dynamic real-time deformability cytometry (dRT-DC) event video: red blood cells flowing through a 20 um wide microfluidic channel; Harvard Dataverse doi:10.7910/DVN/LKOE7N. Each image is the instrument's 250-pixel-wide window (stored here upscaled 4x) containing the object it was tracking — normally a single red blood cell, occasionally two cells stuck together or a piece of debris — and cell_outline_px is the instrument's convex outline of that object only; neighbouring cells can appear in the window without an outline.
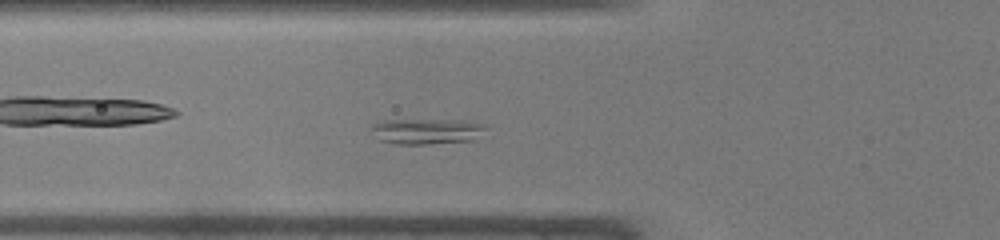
{"species": "common noctule bat (a hibernating species)", "species_latin": "Nyctalus noctula", "temperature_condition": "warm", "stored_images_in_passage": 39, "camera_frame_rate_fps": 3000, "um_per_image_px": 0.085, "animal": {"sex": "male", "body_mass_g": 19.0, "forearm_length_mm": 50.8}, "frame": {"image": 1, "passage_image": 8, "time_ms": 2.333, "image_size_px": [1000, 240], "cell_outline_px": [[488, 128], [476, 140], [428, 144], [396, 144], [376, 140], [368, 128], [372, 124], [384, 120], [468, 120], [484, 124]], "centroid_in_image_um": [36.25, 11.16], "position_along_channel_um": 89.5, "area_um2": 17.63}}
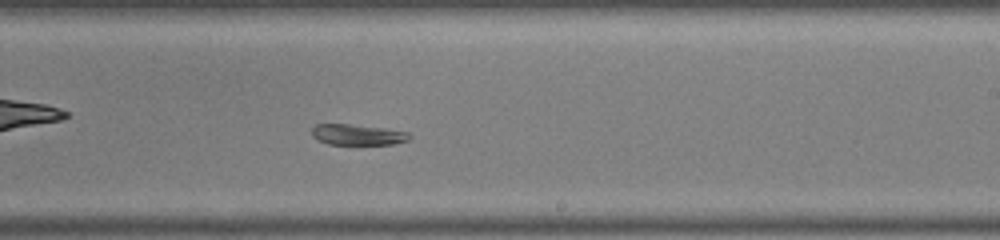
{"frame": {"image": 2, "passage_image": 20, "time_ms": 6.333, "image_size_px": [1000, 240], "cell_outline_px": [[412, 136], [408, 140], [392, 144], [328, 144], [316, 140], [312, 136], [312, 128], [316, 124], [348, 124], [384, 128], [408, 132]], "centroid_in_image_um": [30.37, 11.45], "position_along_channel_um": 258.6, "area_um2": 11.79}}
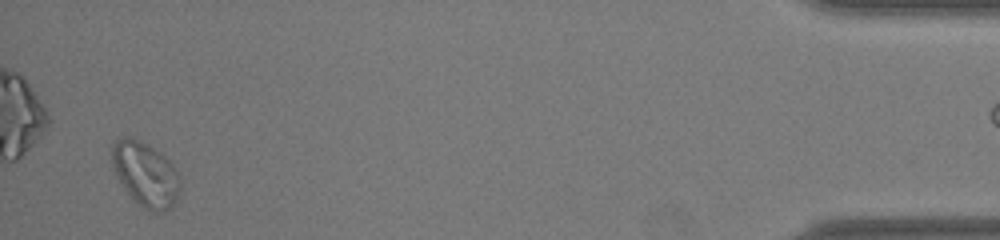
{"frame": {"image": 3, "passage_image": 37, "time_ms": 12.0, "image_size_px": [1000, 240], "cell_outline_px": [[180, 192], [176, 200], [168, 208], [160, 212], [156, 212], [144, 208], [128, 192], [120, 180], [112, 164], [112, 144], [116, 140], [124, 136], [132, 136], [148, 144], [160, 152], [172, 164], [180, 176]], "centroid_in_image_um": [12.39, 14.76], "position_along_channel_um": 422.8, "area_um2": 25.26}}